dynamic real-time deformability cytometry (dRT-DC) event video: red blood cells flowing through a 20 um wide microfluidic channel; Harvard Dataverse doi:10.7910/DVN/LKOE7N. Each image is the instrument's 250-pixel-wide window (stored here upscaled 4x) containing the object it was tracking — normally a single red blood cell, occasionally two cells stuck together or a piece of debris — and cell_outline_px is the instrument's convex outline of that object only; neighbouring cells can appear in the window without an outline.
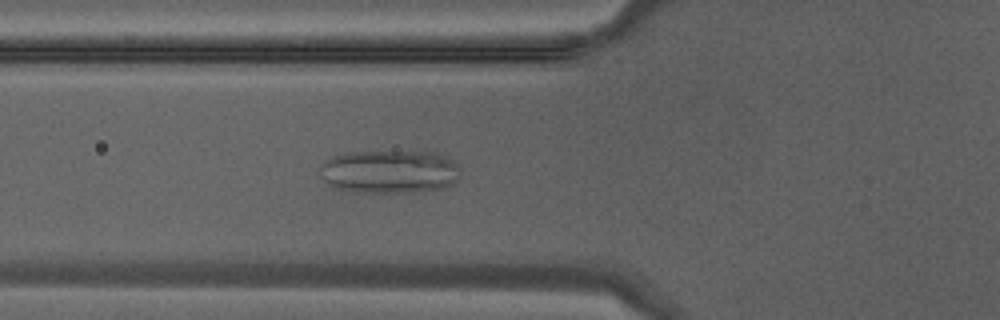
{"species": "Egyptian fruit bat (a non-hibernating species)", "species_latin": "Rousettus aegyptiacus", "temperature_condition": "warm", "stored_images_in_passage": 39, "camera_frame_rate_fps": 3000, "um_per_image_px": 0.085, "animal": {"sex": "male"}, "frame": {"image": 1, "passage_image": 13, "time_ms": 4.0, "image_size_px": [1000, 320], "cell_outline_px": [[460, 172], [456, 180], [448, 188], [412, 192], [356, 192], [336, 188], [328, 184], [320, 176], [320, 164], [332, 156], [344, 152], [428, 148], [448, 156], [460, 168]], "centroid_in_image_um": [33.16, 14.52], "position_along_channel_um": 92.6, "area_um2": 37.17}}
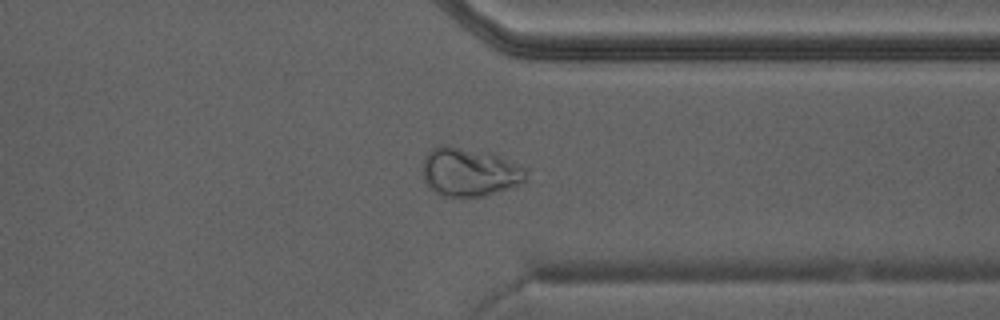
{"frame": {"image": 2, "passage_image": 30, "time_ms": 9.667, "image_size_px": [1000, 320], "cell_outline_px": [[528, 180], [520, 184], [484, 196], [440, 196], [428, 188], [424, 180], [424, 156], [432, 148], [440, 144], [448, 144], [488, 152], [524, 168], [528, 172]], "centroid_in_image_um": [39.87, 14.62], "position_along_channel_um": 371.5, "area_um2": 29.36}}
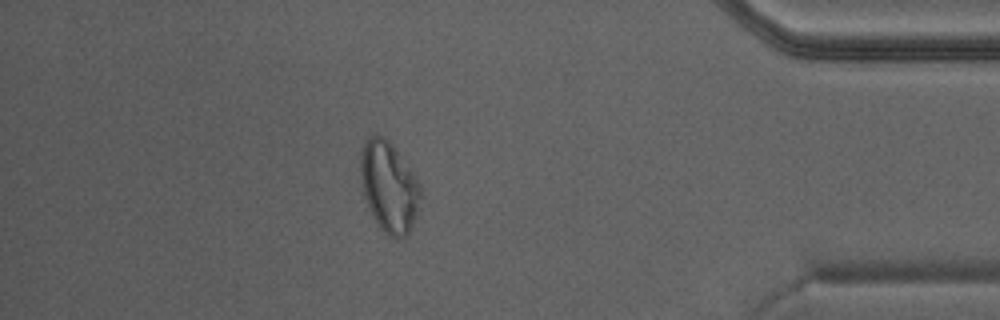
{"frame": {"image": 3, "passage_image": 34, "time_ms": 11.0, "image_size_px": [1000, 320], "cell_outline_px": [[420, 196], [416, 216], [408, 236], [388, 236], [384, 232], [372, 216], [368, 208], [364, 192], [360, 172], [360, 160], [364, 140], [368, 136], [376, 132], [384, 136], [392, 144], [416, 180], [420, 188]], "centroid_in_image_um": [33.03, 15.85], "position_along_channel_um": 402.2, "area_um2": 31.15}}